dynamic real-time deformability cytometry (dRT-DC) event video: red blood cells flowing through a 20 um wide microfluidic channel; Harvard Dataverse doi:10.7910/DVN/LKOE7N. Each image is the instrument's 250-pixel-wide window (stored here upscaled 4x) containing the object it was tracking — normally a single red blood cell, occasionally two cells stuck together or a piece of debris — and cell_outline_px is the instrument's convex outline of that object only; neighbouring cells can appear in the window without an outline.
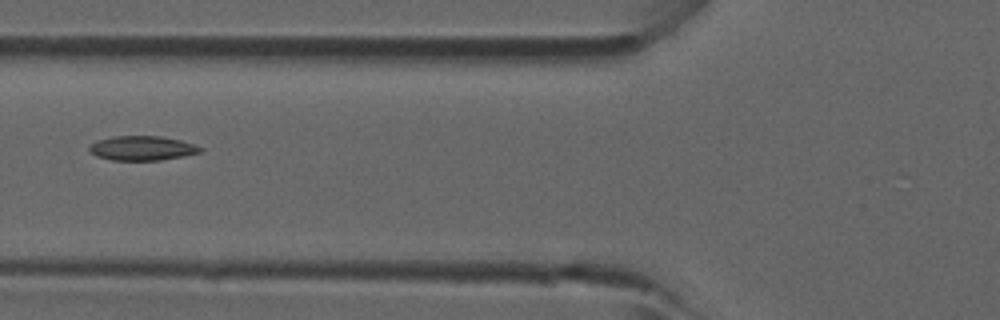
{"species": "common noctule bat (a hibernating species)", "species_latin": "Nyctalus noctula", "temperature_condition": "room temperature", "stored_images_in_passage": 29, "camera_frame_rate_fps": 3000, "um_per_image_px": 0.085, "animal": {"sex": "male", "forearm_length_mm": 52.5}, "frame": {"image": 1, "passage_image": 9, "time_ms": 2.667, "image_size_px": [1000, 320], "cell_outline_px": [[204, 148], [200, 152], [184, 156], [160, 160], [112, 160], [96, 156], [88, 152], [88, 148], [92, 144], [100, 140], [112, 136], [160, 136], [180, 140]], "centroid_in_image_um": [12.07, 12.6], "position_along_channel_um": 113.7, "area_um2": 15.72}}
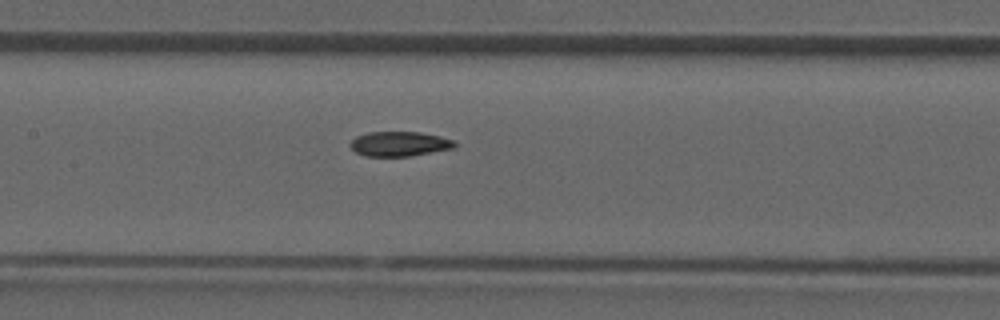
{"frame": {"image": 2, "passage_image": 13, "time_ms": 4.0, "image_size_px": [1000, 320], "cell_outline_px": [[456, 144], [452, 148], [408, 156], [364, 156], [356, 152], [348, 144], [356, 136], [368, 132], [420, 132], [440, 136], [452, 140]], "centroid_in_image_um": [33.89, 12.22], "position_along_channel_um": 173.5, "area_um2": 14.85}}